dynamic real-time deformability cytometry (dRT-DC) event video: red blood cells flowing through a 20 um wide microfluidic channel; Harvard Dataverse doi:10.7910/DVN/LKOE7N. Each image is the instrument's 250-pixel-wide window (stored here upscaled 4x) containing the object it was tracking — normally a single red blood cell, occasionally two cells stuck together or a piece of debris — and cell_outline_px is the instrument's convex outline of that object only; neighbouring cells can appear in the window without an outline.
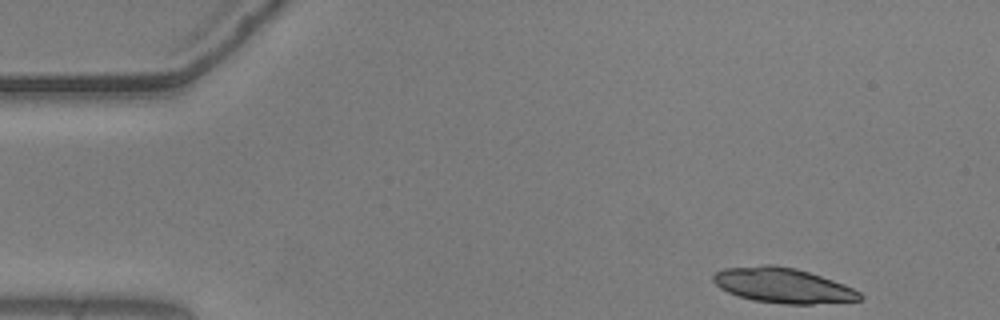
{"species": "common noctule bat (a hibernating species)", "species_latin": "Nyctalus noctula", "temperature_condition": "warm", "stored_images_in_passage": 50, "camera_frame_rate_fps": 3000, "um_per_image_px": 0.085, "animal": {"sex": "male", "body_mass_g": 20.5, "forearm_length_mm": 52.5}, "frame": {"image": 1, "passage_image": 1, "time_ms": 0.0, "image_size_px": [1000, 320], "cell_outline_px": [[864, 296], [860, 300], [812, 304], [784, 304], [752, 300], [736, 296], [720, 288], [712, 280], [712, 276], [716, 272], [724, 268], [764, 264], [772, 264], [796, 268], [844, 284], [860, 292]], "centroid_in_image_um": [66.51, 24.26], "position_along_channel_um": 18.5, "area_um2": 30.0}}